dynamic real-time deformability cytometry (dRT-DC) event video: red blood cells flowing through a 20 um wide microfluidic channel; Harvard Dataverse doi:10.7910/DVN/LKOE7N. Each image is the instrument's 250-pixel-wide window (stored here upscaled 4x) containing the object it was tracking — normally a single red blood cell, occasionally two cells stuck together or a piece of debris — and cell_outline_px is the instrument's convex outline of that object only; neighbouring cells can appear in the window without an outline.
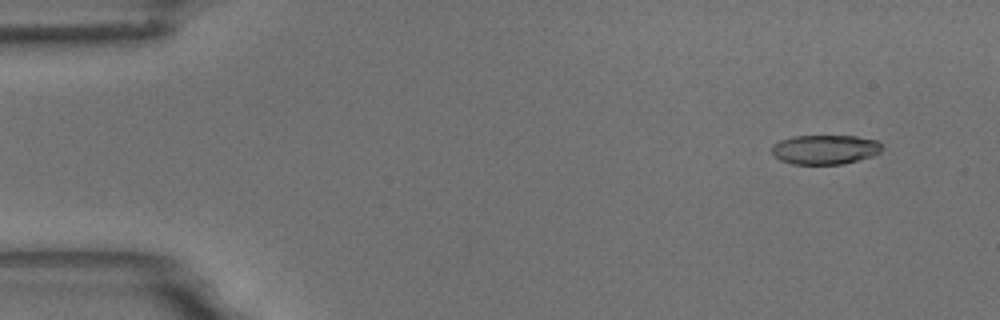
{"species": "common noctule bat (a hibernating species)", "species_latin": "Nyctalus noctula", "temperature_condition": "room temperature", "stored_images_in_passage": 5, "camera_frame_rate_fps": 3000, "um_per_image_px": 0.085, "animal": {"sex": "male", "body_mass_g": 18.8}, "frame": {"image": 1, "passage_image": 2, "time_ms": 0.333, "image_size_px": [1000, 320], "cell_outline_px": [[884, 148], [880, 152], [872, 156], [840, 164], [792, 164], [780, 160], [772, 152], [772, 144], [780, 140], [792, 136], [856, 136], [876, 140]], "centroid_in_image_um": [70.11, 12.7], "position_along_channel_um": 14.9, "area_um2": 18.84}}